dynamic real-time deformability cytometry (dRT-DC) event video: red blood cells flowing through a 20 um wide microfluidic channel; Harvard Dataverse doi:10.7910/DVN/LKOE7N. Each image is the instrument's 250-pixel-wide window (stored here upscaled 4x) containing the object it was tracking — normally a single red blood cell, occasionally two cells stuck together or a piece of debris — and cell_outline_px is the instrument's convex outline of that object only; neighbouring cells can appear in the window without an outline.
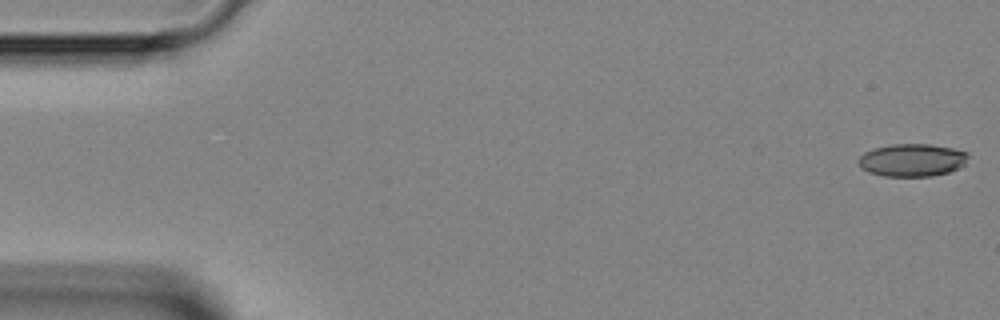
{"species": "Egyptian fruit bat (a non-hibernating species)", "species_latin": "Rousettus aegyptiacus", "temperature_condition": "room temperature", "stored_images_in_passage": 13, "camera_frame_rate_fps": 3000, "um_per_image_px": 0.085, "animal": {"sex": "female"}, "frame": {"image": 1, "passage_image": 1, "time_ms": 0.0, "image_size_px": [1000, 320], "cell_outline_px": [[968, 156], [964, 164], [960, 168], [948, 172], [932, 176], [884, 176], [868, 172], [860, 168], [856, 164], [856, 160], [864, 152], [872, 148], [892, 144], [932, 144], [952, 148], [968, 152]], "centroid_in_image_um": [77.48, 13.6], "position_along_channel_um": 7.5, "area_um2": 21.21}}
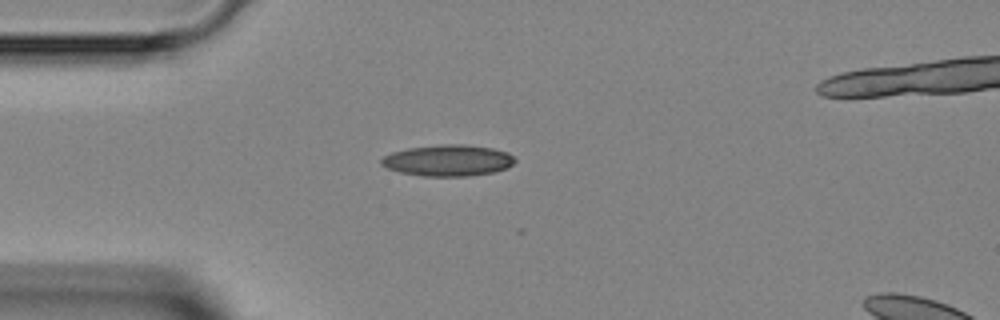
{"frame": {"image": 2, "passage_image": 12, "time_ms": 3.667, "image_size_px": [1000, 320], "cell_outline_px": [[516, 160], [508, 168], [492, 172], [468, 176], [424, 176], [400, 172], [388, 168], [380, 164], [380, 160], [384, 156], [392, 152], [408, 148], [440, 144], [464, 144], [492, 148], [508, 152]], "centroid_in_image_um": [38.08, 13.63], "position_along_channel_um": 46.9, "area_um2": 24.33}}